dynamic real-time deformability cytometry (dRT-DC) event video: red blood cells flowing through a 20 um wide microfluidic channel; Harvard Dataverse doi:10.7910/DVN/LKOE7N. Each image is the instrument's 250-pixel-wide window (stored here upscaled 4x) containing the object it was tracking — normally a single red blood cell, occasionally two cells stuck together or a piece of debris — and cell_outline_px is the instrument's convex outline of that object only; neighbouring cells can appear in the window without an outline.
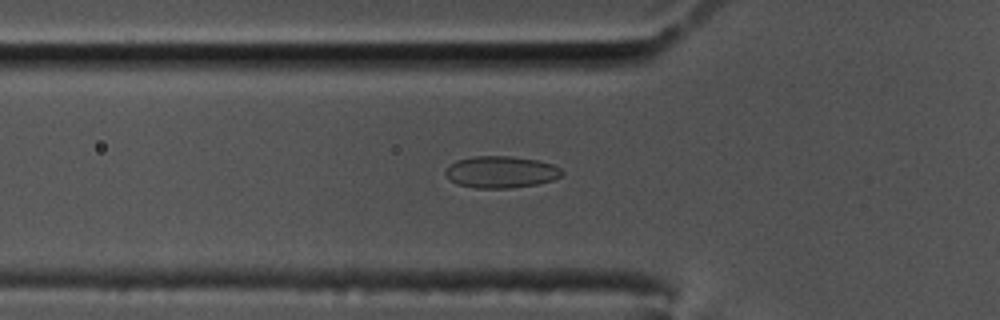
{"species": "common noctule bat (a hibernating species)", "species_latin": "Nyctalus noctula", "temperature_condition": "cold", "stored_images_in_passage": 53, "camera_frame_rate_fps": 3000, "um_per_image_px": 0.085, "animal": {"sex": "male", "body_mass_g": 17.5, "forearm_length_mm": 52.3}, "frame": {"image": 1, "passage_image": 15, "time_ms": 4.667, "image_size_px": [1000, 320], "cell_outline_px": [[564, 172], [560, 176], [552, 180], [536, 184], [512, 188], [476, 188], [456, 184], [444, 172], [448, 164], [456, 160], [472, 156], [508, 156], [536, 160], [552, 164], [560, 168]], "centroid_in_image_um": [42.55, 14.62], "position_along_channel_um": 83.3, "area_um2": 21.56}}
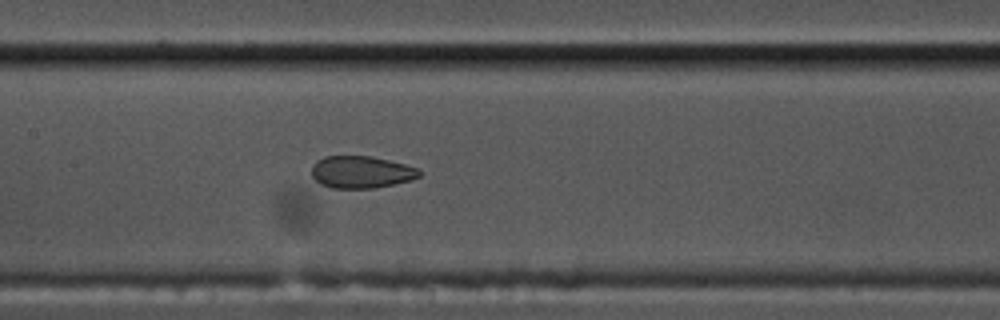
{"frame": {"image": 2, "passage_image": 23, "time_ms": 7.333, "image_size_px": [1000, 320], "cell_outline_px": [[424, 172], [420, 176], [412, 180], [376, 188], [332, 188], [320, 184], [312, 176], [312, 164], [316, 160], [324, 156], [372, 156], [420, 168]], "centroid_in_image_um": [30.73, 14.62], "position_along_channel_um": 176.7, "area_um2": 20.46}}
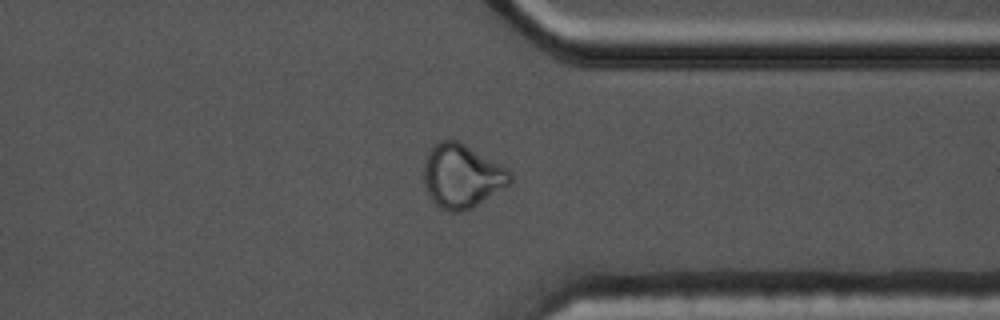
{"frame": {"image": 3, "passage_image": 40, "time_ms": 13.0, "image_size_px": [1000, 320], "cell_outline_px": [[512, 180], [508, 184], [472, 208], [460, 212], [448, 212], [440, 208], [428, 196], [424, 180], [424, 164], [428, 152], [436, 140], [456, 140], [464, 144], [508, 168], [512, 172]], "centroid_in_image_um": [39.24, 14.96], "position_along_channel_um": 372.2, "area_um2": 31.96}, "authors_computed_cell_mechanics": {"area_um2": 22.1374, "velocity_mm_per_s": 3.4903, "shape_relaxation_time_tau1_ms": null, "shape_relaxation_time_tau2_ms": 1.4534, "deformation_change_tau1": null, "deformation_change_tau2": 0.0726}}